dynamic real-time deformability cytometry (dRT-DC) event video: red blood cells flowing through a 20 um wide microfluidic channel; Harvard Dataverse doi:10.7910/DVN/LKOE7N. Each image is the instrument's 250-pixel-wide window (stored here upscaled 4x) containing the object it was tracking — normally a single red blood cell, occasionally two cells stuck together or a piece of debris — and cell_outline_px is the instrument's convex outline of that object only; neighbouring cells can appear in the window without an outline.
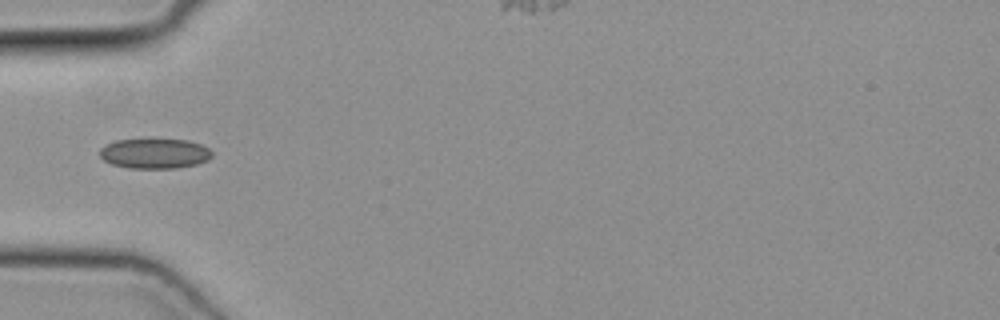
{"species": "common noctule bat (a hibernating species)", "species_latin": "Nyctalus noctula", "temperature_condition": "cold", "stored_images_in_passage": 34, "camera_frame_rate_fps": 3000, "um_per_image_px": 0.085, "animal": {"sex": "female", "body_mass_g": 19.3, "forearm_length_mm": 54.1}, "frame": {"image": 1, "passage_image": 1, "time_ms": 0.0, "image_size_px": [1000, 320], "cell_outline_px": [[212, 156], [208, 160], [196, 164], [176, 168], [128, 168], [112, 164], [104, 160], [100, 156], [100, 148], [104, 144], [116, 140], [148, 136], [188, 140], [200, 144], [208, 148], [212, 152]], "centroid_in_image_um": [13.11, 12.99], "position_along_channel_um": 71.9, "area_um2": 20.58}}
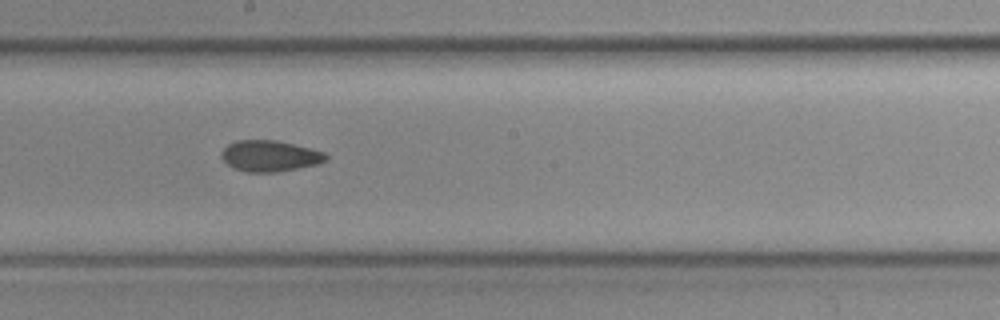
{"frame": {"image": 2, "passage_image": 12, "time_ms": 3.667, "image_size_px": [1000, 320], "cell_outline_px": [[328, 160], [320, 164], [280, 172], [248, 172], [232, 168], [220, 156], [220, 152], [228, 144], [236, 140], [276, 140], [324, 152], [328, 156]], "centroid_in_image_um": [22.94, 13.27], "position_along_channel_um": 225.3, "area_um2": 19.07}}
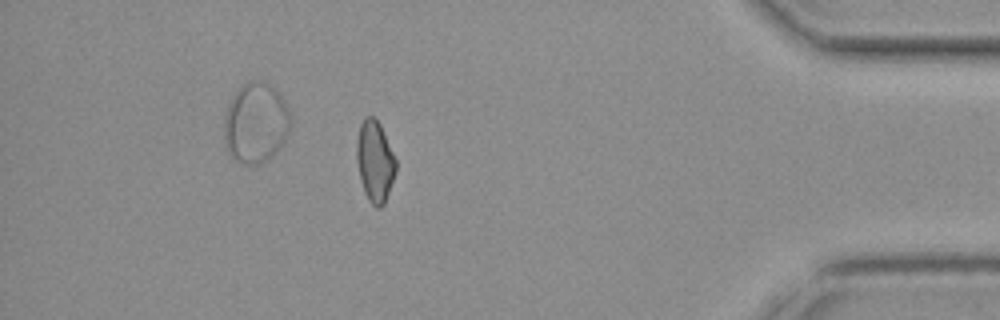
{"frame": {"image": 3, "passage_image": 28, "time_ms": 9.0, "image_size_px": [1000, 320], "cell_outline_px": [[396, 172], [384, 204], [380, 208], [376, 208], [368, 200], [364, 192], [360, 180], [356, 160], [356, 140], [360, 124], [364, 116], [372, 116], [380, 124], [396, 160]], "centroid_in_image_um": [31.84, 13.72], "position_along_channel_um": 403.4, "area_um2": 18.67}}